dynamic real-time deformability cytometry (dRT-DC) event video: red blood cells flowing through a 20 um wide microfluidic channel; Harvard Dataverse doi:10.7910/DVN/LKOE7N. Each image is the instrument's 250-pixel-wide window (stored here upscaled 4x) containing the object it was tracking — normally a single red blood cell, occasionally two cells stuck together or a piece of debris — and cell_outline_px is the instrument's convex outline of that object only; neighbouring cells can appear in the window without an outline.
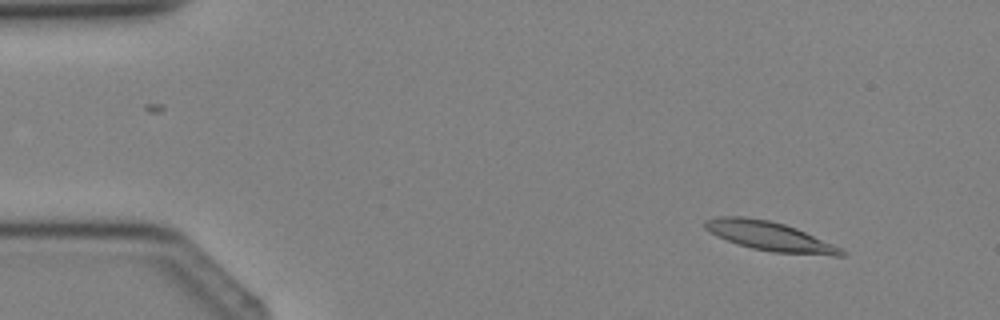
{"species": "Egyptian fruit bat (a non-hibernating species)", "species_latin": "Rousettus aegyptiacus", "temperature_condition": "cold", "stored_images_in_passage": 4, "camera_frame_rate_fps": 3000, "um_per_image_px": 0.085, "animal": {"sex": "female"}, "frame": {"image": 1, "passage_image": 2, "time_ms": 1.0, "image_size_px": [1000, 320], "cell_outline_px": [[844, 256], [832, 256], [772, 252], [752, 248], [736, 244], [704, 228], [704, 220], [720, 216], [744, 216], [768, 220], [784, 224], [796, 228], [844, 248]], "centroid_in_image_um": [65.48, 20.08], "position_along_channel_um": 19.5, "area_um2": 23.18}}